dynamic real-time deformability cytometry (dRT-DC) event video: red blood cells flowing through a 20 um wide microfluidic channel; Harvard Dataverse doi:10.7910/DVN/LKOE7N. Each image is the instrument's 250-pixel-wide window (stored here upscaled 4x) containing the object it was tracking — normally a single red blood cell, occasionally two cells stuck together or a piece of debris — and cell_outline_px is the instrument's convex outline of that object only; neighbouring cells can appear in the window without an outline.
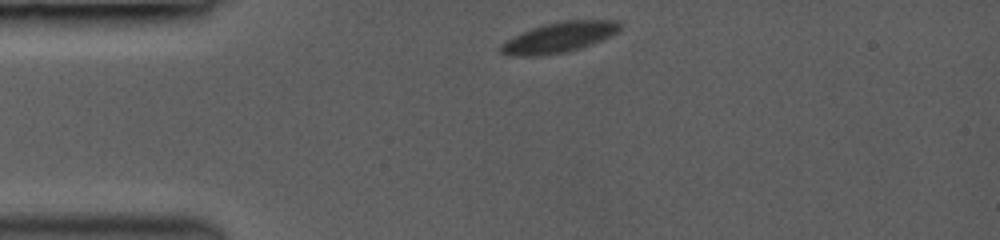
{"species": "common noctule bat (a hibernating species)", "species_latin": "Nyctalus noctula", "temperature_condition": "room temperature", "stored_images_in_passage": 11, "camera_frame_rate_fps": 3000, "um_per_image_px": 0.085, "animal": {"sex": "female", "body_mass_g": 19.0, "forearm_length_mm": 53.3}, "frame": {"image": 1, "passage_image": 1, "time_ms": 0.0, "image_size_px": [1000, 240], "cell_outline_px": [[624, 24], [620, 32], [592, 44], [580, 48], [564, 52], [540, 56], [508, 56], [500, 52], [500, 44], [512, 36], [532, 28], [544, 24], [564, 20], [616, 20]], "centroid_in_image_um": [47.55, 3.17], "position_along_channel_um": 37.5, "area_um2": 21.39}}
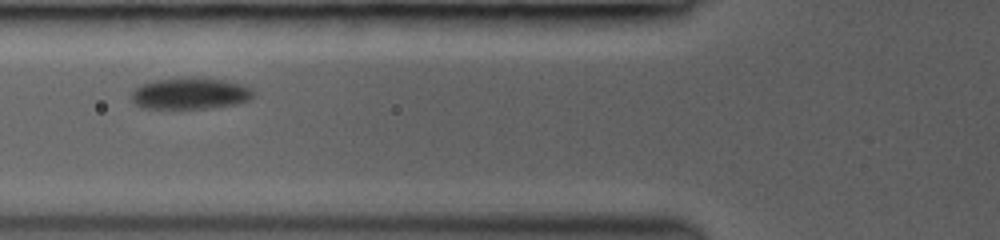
{"frame": {"image": 2, "passage_image": 7, "time_ms": 2.667, "image_size_px": [1000, 240], "cell_outline_px": [[252, 96], [248, 100], [240, 104], [204, 108], [140, 108], [132, 100], [132, 92], [140, 84], [152, 80], [184, 76], [192, 76], [224, 80], [244, 84], [252, 88]], "centroid_in_image_um": [16.16, 7.92], "position_along_channel_um": 109.6, "area_um2": 22.77}}
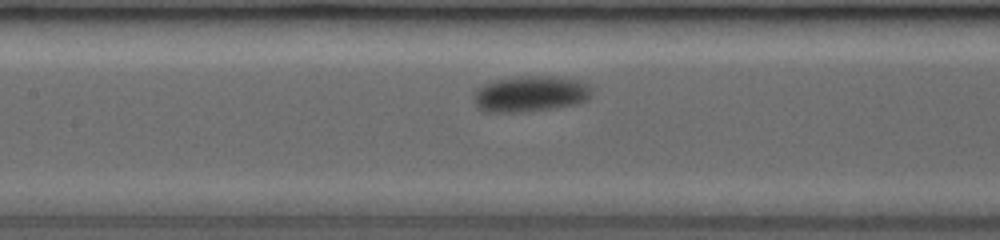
{"frame": {"image": 3, "passage_image": 10, "time_ms": 4.0, "image_size_px": [1000, 240], "cell_outline_px": [[592, 96], [588, 100], [576, 104], [528, 112], [480, 112], [476, 108], [472, 96], [480, 84], [496, 80], [520, 76], [564, 76], [588, 84], [592, 88]], "centroid_in_image_um": [45.05, 7.98], "position_along_channel_um": 162.3, "area_um2": 25.37}}